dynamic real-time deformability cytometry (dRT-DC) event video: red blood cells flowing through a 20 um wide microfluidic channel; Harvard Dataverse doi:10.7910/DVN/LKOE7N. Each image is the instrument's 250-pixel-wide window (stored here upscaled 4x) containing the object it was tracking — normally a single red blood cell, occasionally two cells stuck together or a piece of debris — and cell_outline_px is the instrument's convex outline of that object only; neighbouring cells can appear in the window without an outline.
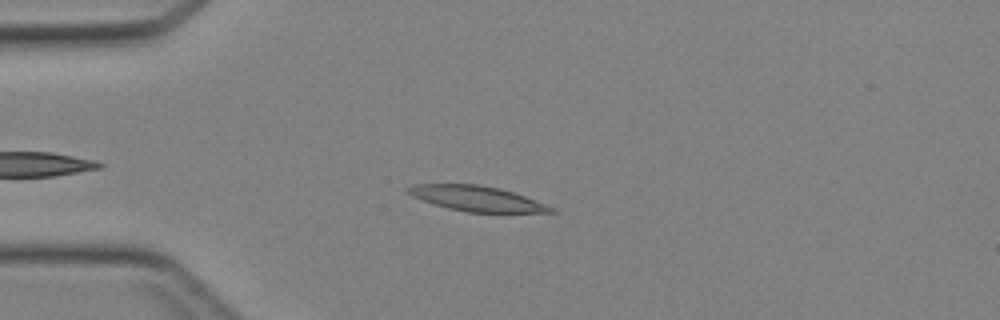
{"species": "Egyptian fruit bat (a non-hibernating species)", "species_latin": "Rousettus aegyptiacus", "temperature_condition": "cold", "stored_images_in_passage": 29, "camera_frame_rate_fps": 3000, "um_per_image_px": 0.085, "animal": {"sex": "female"}, "frame": {"image": 1, "passage_image": 2, "time_ms": 0.333, "image_size_px": [1000, 320], "cell_outline_px": [[556, 212], [468, 212], [448, 208], [412, 196], [404, 188], [412, 184], [476, 184], [500, 188], [524, 196], [556, 208]], "centroid_in_image_um": [40.51, 16.87], "position_along_channel_um": 44.5, "area_um2": 20.69}}
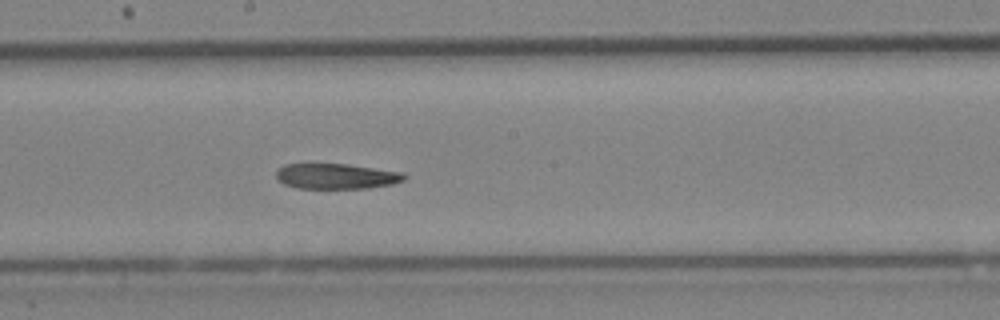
{"frame": {"image": 2, "passage_image": 15, "time_ms": 4.667, "image_size_px": [1000, 320], "cell_outline_px": [[408, 176], [404, 180], [392, 184], [368, 188], [296, 188], [284, 184], [276, 180], [276, 168], [284, 164], [348, 164], [404, 172]], "centroid_in_image_um": [28.57, 14.97], "position_along_channel_um": 219.6, "area_um2": 19.19}}
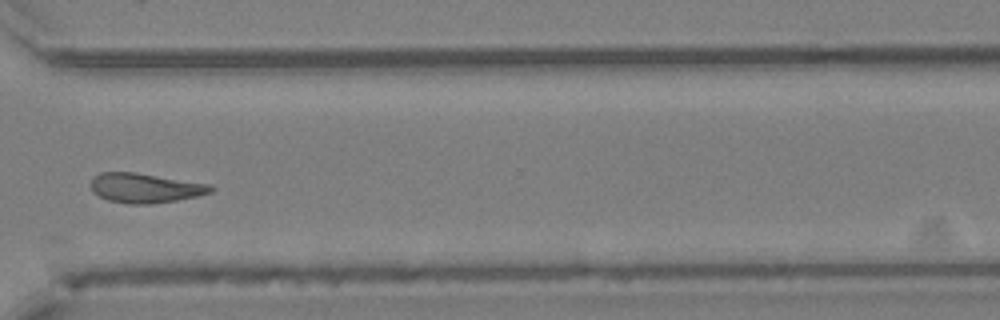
{"frame": {"image": 3, "passage_image": 24, "time_ms": 7.667, "image_size_px": [1000, 320], "cell_outline_px": [[216, 188], [212, 192], [196, 196], [176, 200], [148, 204], [128, 204], [108, 200], [92, 192], [92, 176], [100, 172], [136, 172], [212, 184]], "centroid_in_image_um": [12.36, 15.97], "position_along_channel_um": 358.2, "area_um2": 20.81}}